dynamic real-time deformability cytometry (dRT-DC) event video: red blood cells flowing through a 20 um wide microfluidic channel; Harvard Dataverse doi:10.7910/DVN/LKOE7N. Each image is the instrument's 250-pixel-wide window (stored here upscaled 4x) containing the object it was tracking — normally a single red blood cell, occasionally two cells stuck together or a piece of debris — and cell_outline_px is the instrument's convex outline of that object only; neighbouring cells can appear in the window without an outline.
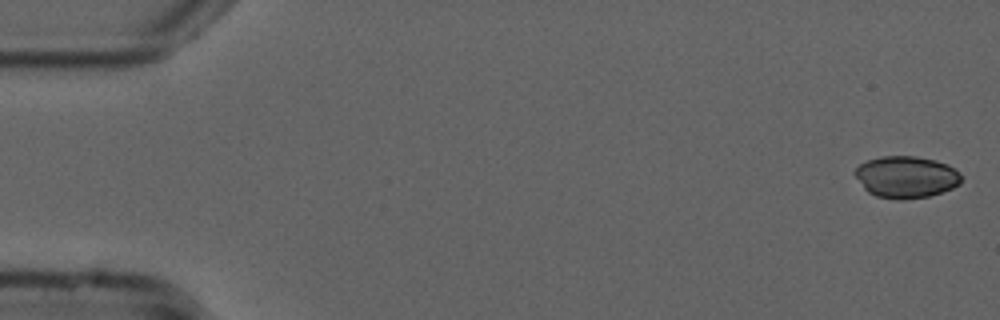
{"species": "common noctule bat (a hibernating species)", "species_latin": "Nyctalus noctula", "temperature_condition": "cold", "stored_images_in_passage": 3, "camera_frame_rate_fps": 3000, "um_per_image_px": 0.085, "animal": {"sex": "male", "forearm_length_mm": 52.5}, "frame": {"image": 1, "passage_image": 1, "time_ms": 0.0, "image_size_px": [1000, 320], "cell_outline_px": [[960, 184], [952, 188], [928, 196], [904, 200], [900, 200], [876, 196], [868, 192], [864, 188], [852, 172], [860, 164], [868, 160], [880, 156], [916, 156], [936, 160], [948, 164], [960, 172]], "centroid_in_image_um": [77.01, 15.04], "position_along_channel_um": 8.0, "area_um2": 26.01}}